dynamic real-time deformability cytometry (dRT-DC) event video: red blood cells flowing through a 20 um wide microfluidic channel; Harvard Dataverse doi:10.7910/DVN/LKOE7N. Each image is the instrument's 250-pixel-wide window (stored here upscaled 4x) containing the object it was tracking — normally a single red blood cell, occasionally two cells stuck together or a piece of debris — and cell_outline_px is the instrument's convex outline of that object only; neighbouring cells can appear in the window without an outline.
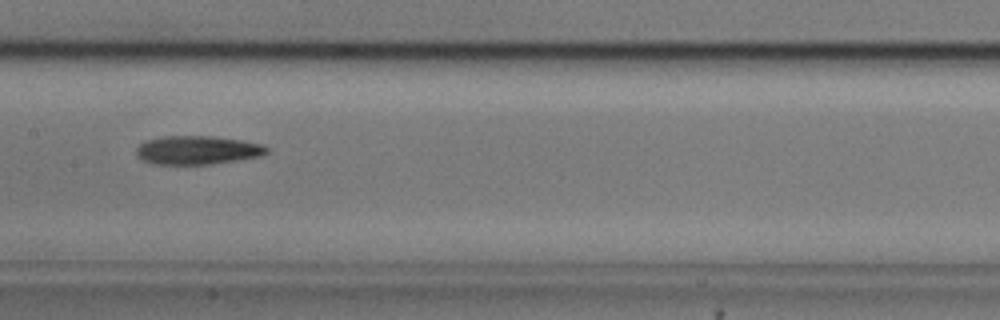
{"species": "common noctule bat (a hibernating species)", "species_latin": "Nyctalus noctula", "temperature_condition": "cold", "stored_images_in_passage": 9, "camera_frame_rate_fps": 3000, "um_per_image_px": 0.085, "animal": {"sex": "male", "body_mass_g": 20.5, "forearm_length_mm": 52.5}, "frame": {"image": 1, "passage_image": 8, "time_ms": 2.333, "image_size_px": [1000, 320], "cell_outline_px": [[268, 152], [260, 156], [236, 160], [208, 164], [152, 164], [140, 160], [136, 156], [136, 148], [144, 140], [164, 136], [212, 136], [244, 140], [260, 144], [268, 148]], "centroid_in_image_um": [16.72, 12.75], "position_along_channel_um": 190.7, "area_um2": 21.85}}